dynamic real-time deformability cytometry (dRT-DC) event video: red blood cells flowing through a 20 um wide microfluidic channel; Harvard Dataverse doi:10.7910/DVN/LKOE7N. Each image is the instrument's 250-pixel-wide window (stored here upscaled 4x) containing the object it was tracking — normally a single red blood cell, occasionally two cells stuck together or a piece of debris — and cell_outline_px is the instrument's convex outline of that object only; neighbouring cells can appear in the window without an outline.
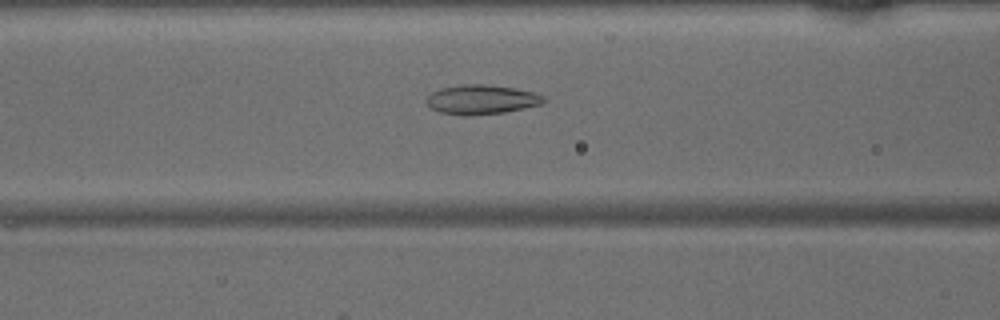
{"species": "common noctule bat (a hibernating species)", "species_latin": "Nyctalus noctula", "temperature_condition": "warm", "stored_images_in_passage": 38, "camera_frame_rate_fps": 3000, "um_per_image_px": 0.085, "animal": {"sex": "male", "body_mass_g": 15.6}, "frame": {"image": 1, "passage_image": 9, "time_ms": 2.667, "image_size_px": [1000, 320], "cell_outline_px": [[548, 100], [540, 104], [524, 108], [504, 112], [440, 112], [432, 108], [424, 100], [432, 92], [440, 88], [460, 84], [484, 84], [516, 88], [532, 92], [544, 96]], "centroid_in_image_um": [40.96, 8.39], "position_along_channel_um": 125.6, "area_um2": 19.19}}
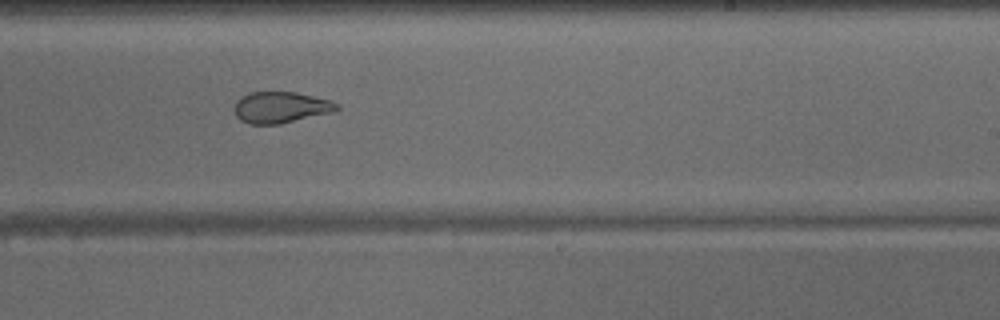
{"frame": {"image": 2, "passage_image": 19, "time_ms": 6.0, "image_size_px": [1000, 320], "cell_outline_px": [[340, 108], [332, 112], [280, 124], [248, 124], [240, 120], [236, 116], [236, 100], [248, 92], [296, 92], [328, 100], [340, 104]], "centroid_in_image_um": [23.86, 9.13], "position_along_channel_um": 265.1, "area_um2": 18.55}}
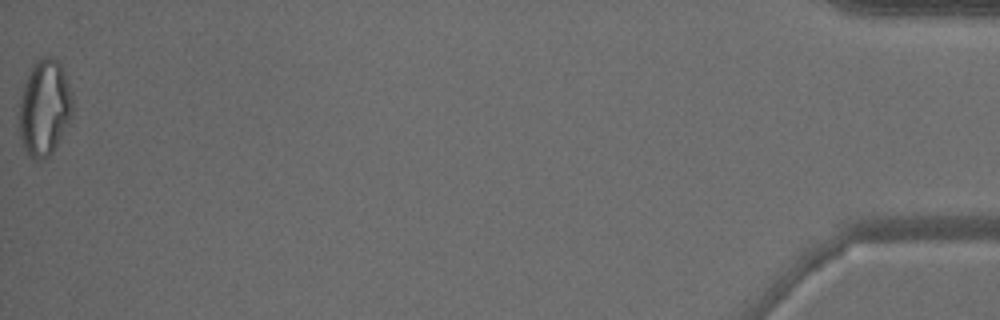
{"frame": {"image": 3, "passage_image": 38, "time_ms": 12.333, "image_size_px": [1000, 320], "cell_outline_px": [[72, 116], [52, 152], [44, 160], [32, 160], [28, 156], [24, 148], [20, 136], [20, 96], [24, 84], [32, 64], [36, 60], [44, 56], [52, 56], [60, 64], [68, 84], [72, 96]], "centroid_in_image_um": [3.76, 9.17], "position_along_channel_um": 431.4, "area_um2": 29.71}}